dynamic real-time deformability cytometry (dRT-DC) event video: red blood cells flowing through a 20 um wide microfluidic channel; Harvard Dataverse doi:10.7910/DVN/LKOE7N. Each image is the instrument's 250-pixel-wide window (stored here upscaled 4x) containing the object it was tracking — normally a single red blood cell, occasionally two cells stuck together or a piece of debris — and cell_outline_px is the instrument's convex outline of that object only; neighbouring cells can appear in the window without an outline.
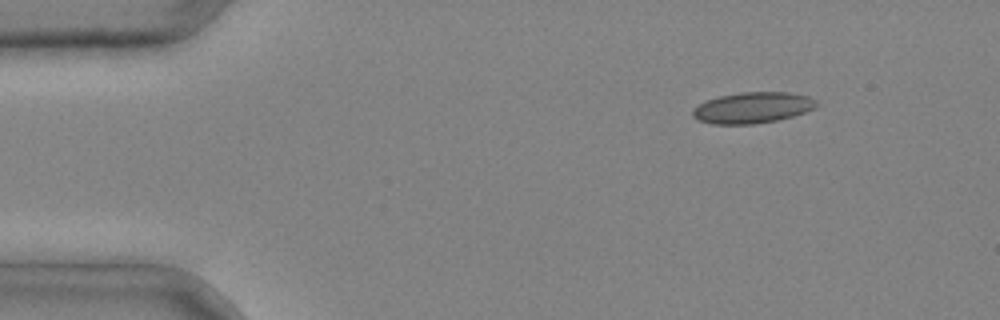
{"species": "common noctule bat (a hibernating species)", "species_latin": "Nyctalus noctula", "temperature_condition": "cold", "stored_images_in_passage": 4, "camera_frame_rate_fps": 3000, "um_per_image_px": 0.085, "animal": {"sex": "male", "body_mass_g": 20.4}, "frame": {"image": 1, "passage_image": 2, "time_ms": 0.333, "image_size_px": [1000, 320], "cell_outline_px": [[820, 104], [816, 108], [792, 116], [776, 120], [752, 124], [712, 124], [700, 120], [692, 116], [692, 108], [704, 100], [720, 96], [740, 92], [788, 92], [808, 96], [816, 100]], "centroid_in_image_um": [63.96, 9.14], "position_along_channel_um": 21.0, "area_um2": 22.48}}
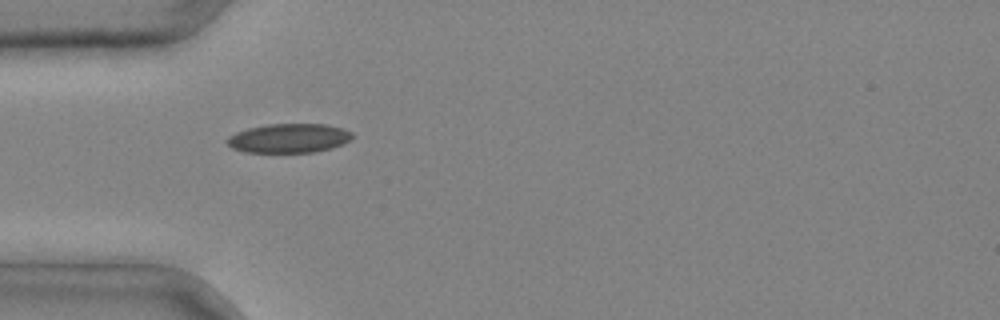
{"frame": {"image": 2, "passage_image": 4, "time_ms": 1.0, "image_size_px": [1000, 320], "cell_outline_px": [[356, 136], [352, 140], [332, 148], [316, 152], [244, 152], [232, 148], [228, 144], [228, 136], [236, 132], [248, 128], [268, 124], [328, 124], [344, 128], [352, 132]], "centroid_in_image_um": [24.63, 11.74], "position_along_channel_um": 60.4, "area_um2": 21.5}}